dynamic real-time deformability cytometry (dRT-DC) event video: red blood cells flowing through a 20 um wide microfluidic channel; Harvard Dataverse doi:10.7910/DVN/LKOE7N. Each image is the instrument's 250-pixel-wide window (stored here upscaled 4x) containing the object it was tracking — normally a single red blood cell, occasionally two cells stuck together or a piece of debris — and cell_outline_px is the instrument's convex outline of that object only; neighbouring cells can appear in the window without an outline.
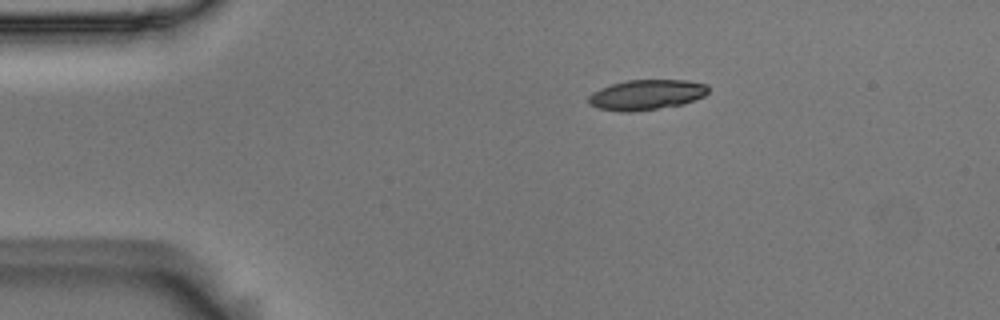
{"species": "Egyptian fruit bat (a non-hibernating species)", "species_latin": "Rousettus aegyptiacus", "temperature_condition": "room temperature", "stored_images_in_passage": 2, "camera_frame_rate_fps": 3000, "um_per_image_px": 0.085, "animal": {"sex": "male"}, "frame": {"image": 1, "passage_image": 2, "time_ms": 0.333, "image_size_px": [1000, 320], "cell_outline_px": [[708, 92], [704, 96], [684, 104], [632, 112], [620, 112], [596, 108], [588, 104], [588, 96], [592, 92], [600, 88], [612, 84], [628, 80], [688, 80], [708, 84]], "centroid_in_image_um": [54.93, 8.06], "position_along_channel_um": 30.1, "area_um2": 21.27}}